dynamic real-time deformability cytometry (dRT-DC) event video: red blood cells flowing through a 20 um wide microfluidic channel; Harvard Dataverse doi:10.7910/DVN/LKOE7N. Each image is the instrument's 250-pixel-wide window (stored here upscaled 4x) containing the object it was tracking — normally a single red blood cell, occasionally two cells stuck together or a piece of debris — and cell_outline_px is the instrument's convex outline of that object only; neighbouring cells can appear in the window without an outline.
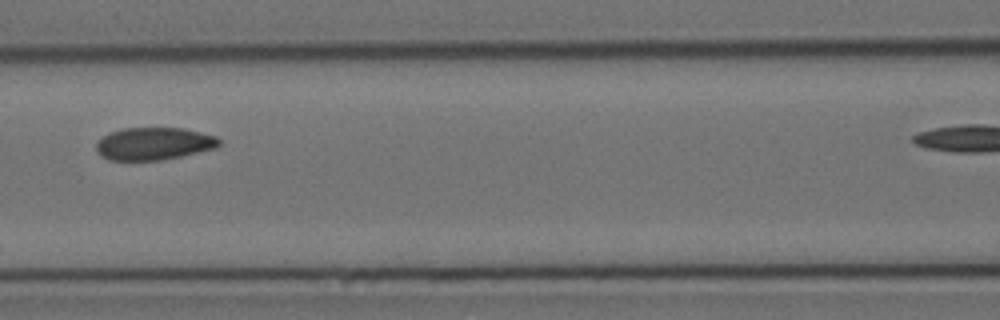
{"species": "Egyptian fruit bat (a non-hibernating species)", "species_latin": "Rousettus aegyptiacus", "temperature_condition": "cold", "stored_images_in_passage": 9, "segment_of_instrument_passage": [1, 2], "camera_frame_rate_fps": 3000, "um_per_image_px": 0.085, "animal": {"sex": "female"}, "frame": {"image": 1, "passage_image": 6, "time_ms": 6.0, "image_size_px": [1000, 320], "cell_outline_px": [[220, 144], [216, 148], [180, 156], [160, 160], [108, 160], [100, 156], [96, 152], [96, 144], [104, 136], [112, 132], [124, 128], [184, 128], [216, 136], [220, 140]], "centroid_in_image_um": [13.07, 12.22], "position_along_channel_um": 153.5, "area_um2": 23.18}}
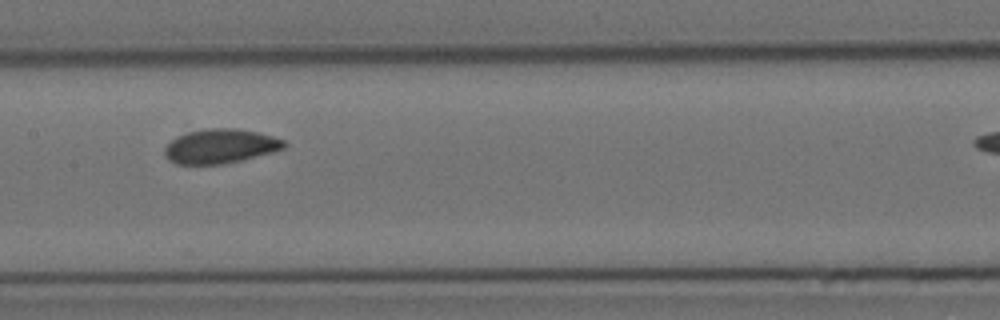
{"frame": {"image": 2, "passage_image": 7, "time_ms": 7.0, "image_size_px": [1000, 320], "cell_outline_px": [[288, 144], [284, 148], [272, 152], [240, 160], [220, 164], [176, 164], [168, 160], [164, 156], [164, 148], [176, 136], [188, 132], [204, 128], [236, 128], [256, 132], [272, 136], [284, 140]], "centroid_in_image_um": [18.7, 12.42], "position_along_channel_um": 188.7, "area_um2": 23.87}}
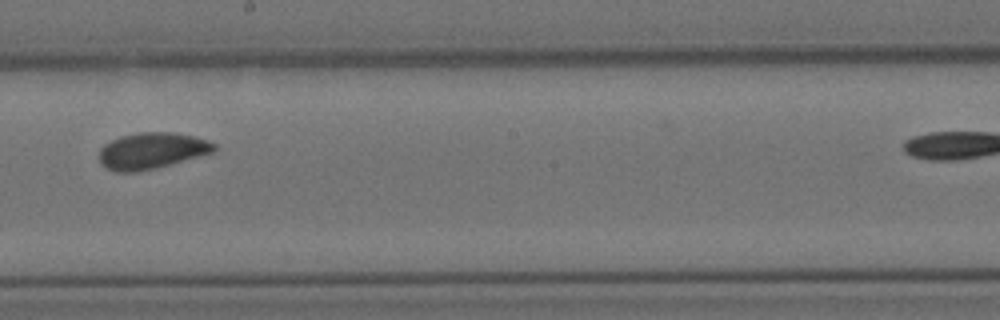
{"frame": {"image": 3, "passage_image": 8, "time_ms": 8.333, "image_size_px": [1000, 320], "cell_outline_px": [[216, 152], [156, 168], [136, 172], [116, 172], [100, 164], [100, 148], [104, 144], [120, 136], [140, 132], [172, 132], [192, 136], [208, 140], [216, 144]], "centroid_in_image_um": [12.92, 12.81], "position_along_channel_um": 235.3, "area_um2": 24.39}}